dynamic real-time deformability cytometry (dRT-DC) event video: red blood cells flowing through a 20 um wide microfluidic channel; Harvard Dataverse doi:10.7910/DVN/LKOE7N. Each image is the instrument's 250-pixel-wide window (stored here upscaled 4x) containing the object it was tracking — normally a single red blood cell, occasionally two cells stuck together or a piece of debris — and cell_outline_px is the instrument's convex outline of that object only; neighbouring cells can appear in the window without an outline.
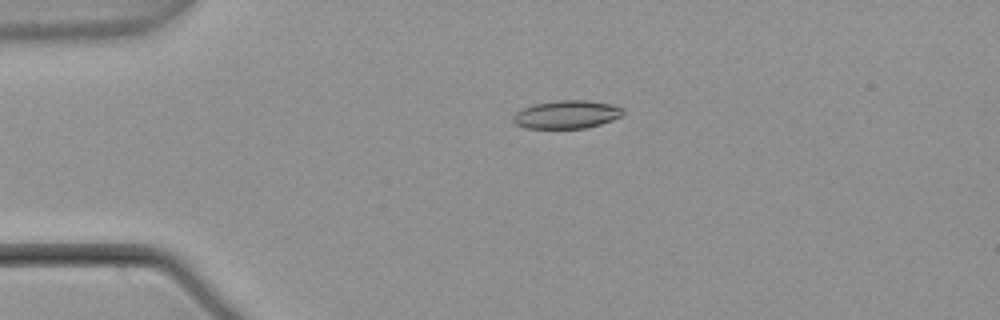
{"species": "common noctule bat (a hibernating species)", "species_latin": "Nyctalus noctula", "temperature_condition": "warm", "stored_images_in_passage": 3, "camera_frame_rate_fps": 3000, "um_per_image_px": 0.085, "animal": {"sex": "male", "body_mass_g": 21.5, "forearm_length_mm": 52.0}, "frame": {"image": 1, "passage_image": 2, "time_ms": 0.333, "image_size_px": [1000, 320], "cell_outline_px": [[624, 112], [620, 116], [612, 120], [600, 124], [584, 128], [524, 128], [516, 124], [512, 120], [512, 116], [516, 112], [524, 108], [536, 104], [560, 100], [588, 100], [612, 104], [624, 108]], "centroid_in_image_um": [48.18, 9.73], "position_along_channel_um": 36.8, "area_um2": 17.92}}